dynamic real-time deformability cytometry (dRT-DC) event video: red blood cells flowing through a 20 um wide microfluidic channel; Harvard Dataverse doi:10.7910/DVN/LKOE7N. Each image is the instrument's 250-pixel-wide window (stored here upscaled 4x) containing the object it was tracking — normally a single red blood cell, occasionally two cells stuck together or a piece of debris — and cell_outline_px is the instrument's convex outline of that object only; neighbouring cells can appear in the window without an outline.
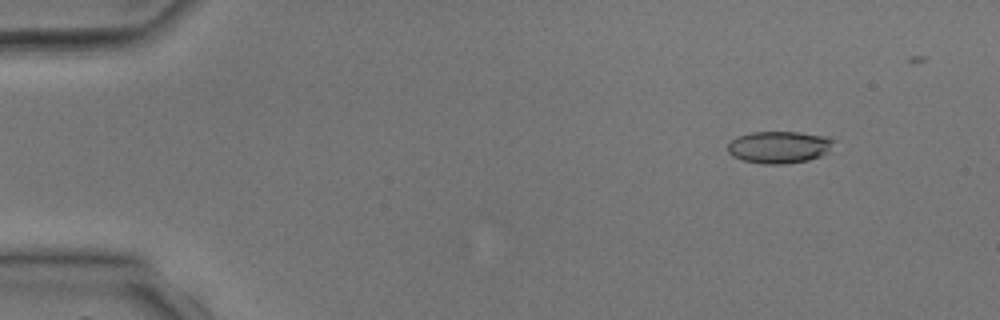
{"species": "common noctule bat (a hibernating species)", "species_latin": "Nyctalus noctula", "temperature_condition": "room temperature", "stored_images_in_passage": 4, "camera_frame_rate_fps": 3000, "um_per_image_px": 0.085, "animal": {"sex": "male", "body_mass_g": 17.9, "forearm_length_mm": 54.2}, "frame": {"image": 1, "passage_image": 4, "time_ms": 4.667, "image_size_px": [1000, 320], "cell_outline_px": [[836, 140], [828, 152], [820, 156], [808, 160], [784, 164], [764, 164], [744, 160], [732, 156], [728, 152], [728, 144], [736, 136], [752, 132], [800, 132], [824, 136]], "centroid_in_image_um": [66.23, 12.5], "position_along_channel_um": 18.8, "area_um2": 19.83}}